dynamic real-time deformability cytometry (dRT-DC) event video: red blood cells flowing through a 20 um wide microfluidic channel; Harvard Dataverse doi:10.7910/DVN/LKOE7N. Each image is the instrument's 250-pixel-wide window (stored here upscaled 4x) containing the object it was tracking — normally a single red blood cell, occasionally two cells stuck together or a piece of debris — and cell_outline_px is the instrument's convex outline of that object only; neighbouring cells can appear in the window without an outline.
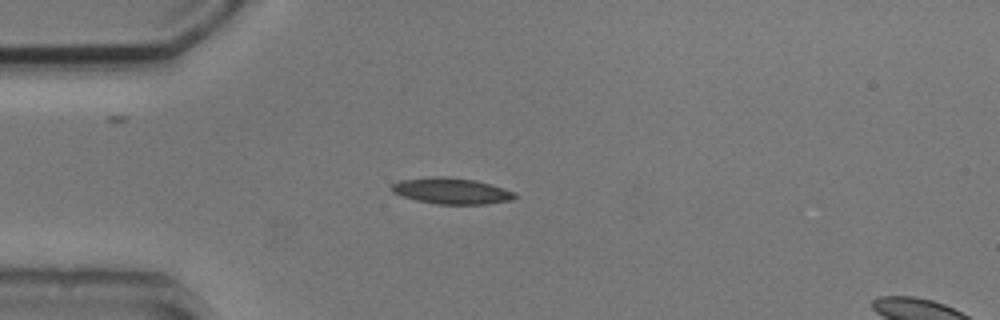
{"species": "common noctule bat (a hibernating species)", "species_latin": "Nyctalus noctula", "temperature_condition": "cold", "stored_images_in_passage": 4, "camera_frame_rate_fps": 3000, "um_per_image_px": 0.085, "animal": {"sex": "male", "body_mass_g": 20.5, "forearm_length_mm": 52.5}, "frame": {"image": 1, "passage_image": 1, "time_ms": 0.0, "image_size_px": [1000, 320], "cell_outline_px": [[520, 196], [512, 200], [488, 204], [436, 204], [416, 200], [400, 196], [392, 192], [392, 184], [400, 180], [432, 176], [448, 176], [476, 180], [504, 188], [516, 192]], "centroid_in_image_um": [38.41, 16.23], "position_along_channel_um": 46.6, "area_um2": 19.07}}